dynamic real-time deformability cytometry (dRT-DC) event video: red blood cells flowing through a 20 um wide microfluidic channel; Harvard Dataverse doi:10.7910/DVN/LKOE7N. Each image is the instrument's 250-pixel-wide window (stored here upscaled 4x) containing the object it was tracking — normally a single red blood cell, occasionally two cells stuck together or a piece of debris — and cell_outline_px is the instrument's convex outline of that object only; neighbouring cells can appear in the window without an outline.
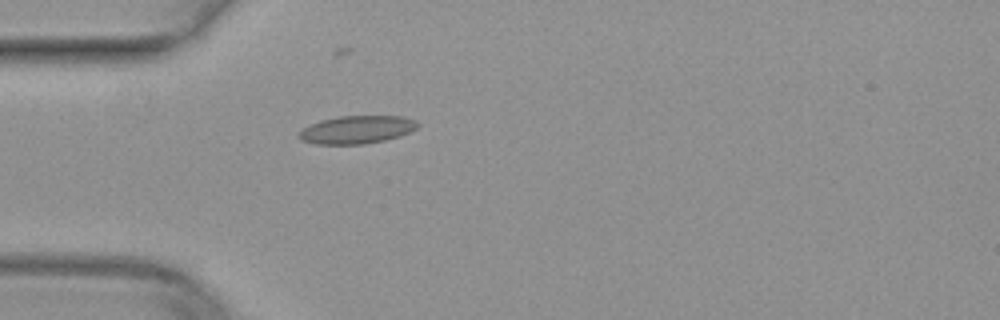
{"species": "common noctule bat (a hibernating species)", "species_latin": "Nyctalus noctula", "temperature_condition": "warm", "stored_images_in_passage": 29, "camera_frame_rate_fps": 3000, "um_per_image_px": 0.085, "animal": {"sex": "female", "body_mass_g": 29.2, "forearm_length_mm": 56.3}, "frame": {"image": 1, "passage_image": 1, "time_ms": 0.0, "image_size_px": [1000, 320], "cell_outline_px": [[420, 124], [416, 128], [400, 136], [384, 140], [364, 144], [316, 144], [300, 140], [296, 136], [304, 128], [320, 120], [340, 116], [404, 116], [416, 120]], "centroid_in_image_um": [30.33, 11.02], "position_along_channel_um": 54.7, "area_um2": 19.31}}
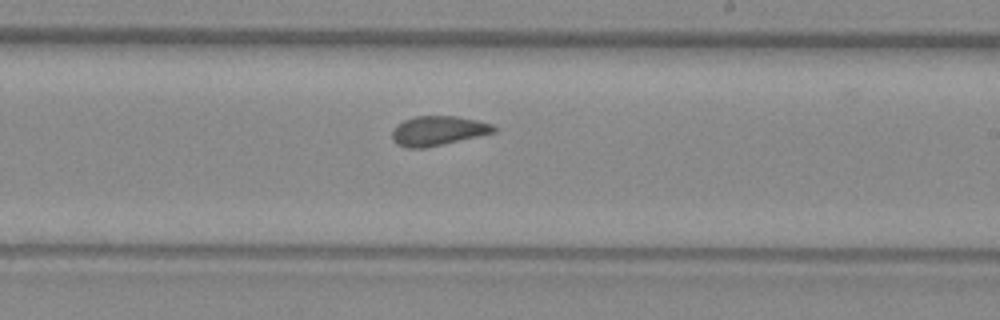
{"frame": {"image": 2, "passage_image": 16, "time_ms": 5.0, "image_size_px": [1000, 320], "cell_outline_px": [[496, 132], [424, 148], [404, 148], [396, 144], [392, 140], [392, 132], [396, 124], [404, 120], [416, 116], [456, 116], [476, 120], [492, 124], [496, 128]], "centroid_in_image_um": [37.19, 11.11], "position_along_channel_um": 251.8, "area_um2": 17.46}}
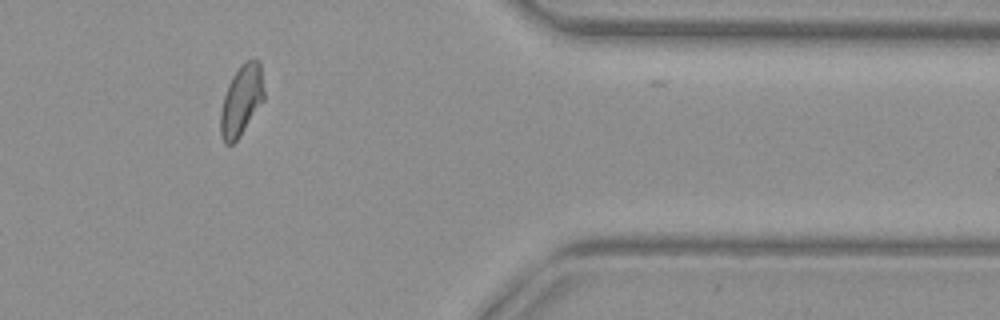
{"frame": {"image": 3, "passage_image": 28, "time_ms": 9.0, "image_size_px": [1000, 320], "cell_outline_px": [[264, 100], [240, 136], [232, 144], [224, 144], [220, 132], [220, 112], [224, 96], [228, 84], [232, 76], [240, 64], [248, 60], [260, 60], [264, 88]], "centroid_in_image_um": [20.52, 8.52], "position_along_channel_um": 390.9, "area_um2": 17.98}}